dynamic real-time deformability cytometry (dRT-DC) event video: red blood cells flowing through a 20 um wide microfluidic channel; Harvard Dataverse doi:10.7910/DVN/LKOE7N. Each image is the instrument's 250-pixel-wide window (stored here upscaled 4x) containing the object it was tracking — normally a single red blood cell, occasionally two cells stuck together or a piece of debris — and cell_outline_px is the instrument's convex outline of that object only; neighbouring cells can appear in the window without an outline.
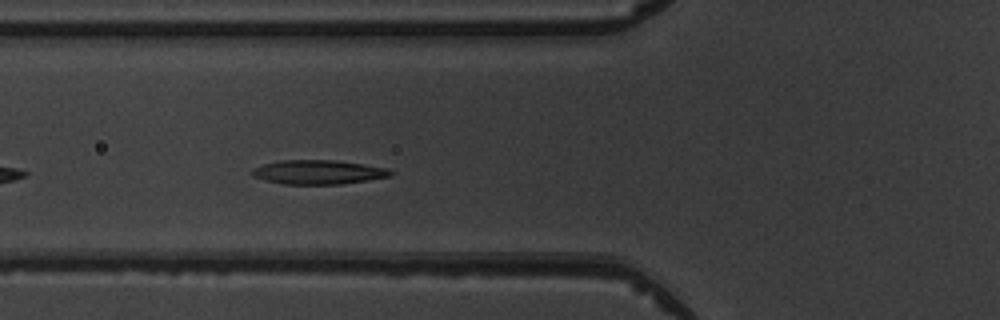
{"species": "common noctule bat (a hibernating species)", "species_latin": "Nyctalus noctula", "temperature_condition": "warm", "stored_images_in_passage": 4, "camera_frame_rate_fps": 3000, "um_per_image_px": 0.085, "animal": {"sex": "male", "body_mass_g": 19.5, "forearm_length_mm": 54.6}, "frame": {"image": 1, "passage_image": 4, "time_ms": 4.333, "image_size_px": [1000, 320], "cell_outline_px": [[396, 172], [392, 176], [340, 184], [284, 184], [252, 176], [252, 168], [264, 164], [280, 160], [336, 160], [364, 164], [388, 168]], "centroid_in_image_um": [27.1, 14.62], "position_along_channel_um": 98.7, "area_um2": 19.48}}